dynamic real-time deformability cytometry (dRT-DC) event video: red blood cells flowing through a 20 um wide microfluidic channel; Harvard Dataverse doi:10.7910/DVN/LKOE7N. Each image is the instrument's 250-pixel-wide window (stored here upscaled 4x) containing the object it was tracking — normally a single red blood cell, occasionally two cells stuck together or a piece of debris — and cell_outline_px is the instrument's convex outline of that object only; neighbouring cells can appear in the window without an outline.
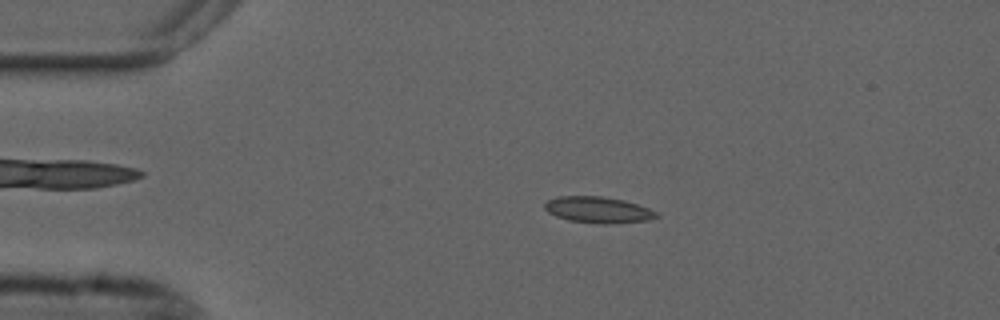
{"species": "common noctule bat (a hibernating species)", "species_latin": "Nyctalus noctula", "temperature_condition": "cold", "stored_images_in_passage": 52, "camera_frame_rate_fps": 3000, "um_per_image_px": 0.085, "animal": {"sex": "male", "forearm_length_mm": 52.5}, "frame": {"image": 1, "passage_image": 8, "time_ms": 2.333, "image_size_px": [1000, 320], "cell_outline_px": [[660, 216], [648, 220], [612, 224], [600, 224], [568, 220], [556, 216], [548, 212], [544, 208], [544, 204], [548, 200], [560, 196], [604, 196], [624, 200], [648, 208], [656, 212]], "centroid_in_image_um": [50.84, 17.84], "position_along_channel_um": 34.2, "area_um2": 17.11}}
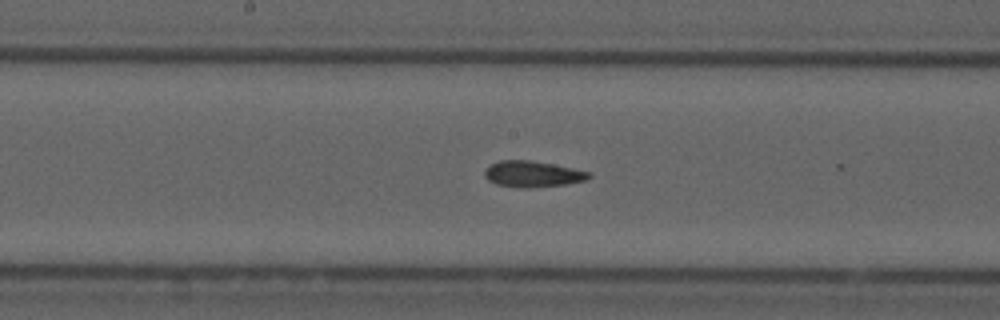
{"frame": {"image": 2, "passage_image": 25, "time_ms": 8.0, "image_size_px": [1000, 320], "cell_outline_px": [[592, 176], [584, 180], [568, 184], [532, 188], [520, 188], [496, 184], [488, 180], [484, 176], [484, 172], [492, 164], [500, 160], [528, 160], [552, 164], [592, 172]], "centroid_in_image_um": [45.29, 14.8], "position_along_channel_um": 202.9, "area_um2": 15.84}}
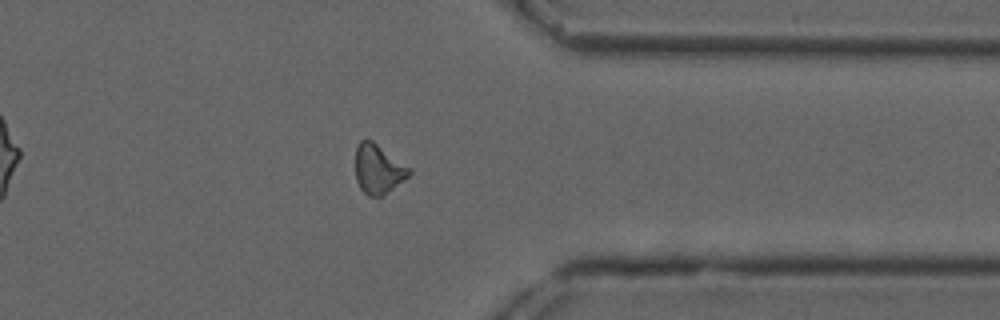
{"frame": {"image": 3, "passage_image": 40, "time_ms": 13.0, "image_size_px": [1000, 320], "cell_outline_px": [[412, 172], [408, 176], [392, 188], [380, 196], [368, 196], [360, 188], [356, 180], [356, 148], [360, 140], [372, 140], [412, 168]], "centroid_in_image_um": [32.15, 14.35], "position_along_channel_um": 379.2, "area_um2": 15.32}, "authors_computed_cell_mechanics": {"area_um2": 15.6638, "velocity_mm_per_s": 3.6922, "shape_relaxation_time_tau1_ms": null, "shape_relaxation_time_tau2_ms": 7.4276, "deformation_change_tau1": null, "deformation_change_tau2": 0.1341}}